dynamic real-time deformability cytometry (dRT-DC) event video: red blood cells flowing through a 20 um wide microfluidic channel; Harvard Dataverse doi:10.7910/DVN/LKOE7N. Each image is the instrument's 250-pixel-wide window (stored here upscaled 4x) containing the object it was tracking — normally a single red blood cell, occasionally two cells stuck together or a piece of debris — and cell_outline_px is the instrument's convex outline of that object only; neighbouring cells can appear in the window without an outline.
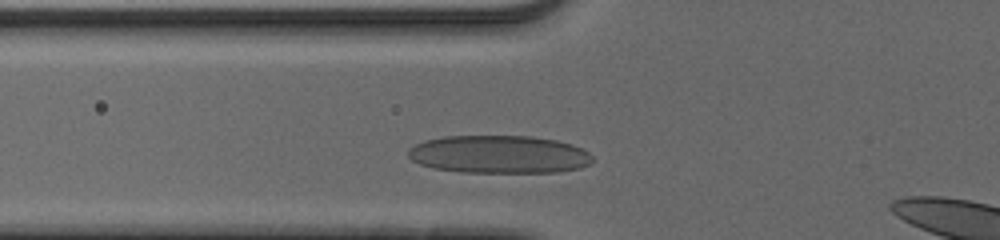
{"species": "human", "species_latin": "Homo sapiens", "temperature_condition": "cold", "stored_images_in_passage": 30, "camera_frame_rate_fps": 3000, "um_per_image_px": 0.085, "donor": {"sex": "male"}, "frame": {"image": 1, "passage_image": 5, "time_ms": 1.333, "image_size_px": [1000, 240], "cell_outline_px": [[592, 160], [588, 164], [580, 168], [560, 172], [460, 172], [432, 168], [420, 164], [412, 160], [408, 156], [408, 152], [416, 144], [424, 140], [444, 136], [532, 136], [556, 140], [572, 144], [588, 152], [592, 156]], "centroid_in_image_um": [42.42, 13.12], "position_along_channel_um": 83.4, "area_um2": 40.75}}
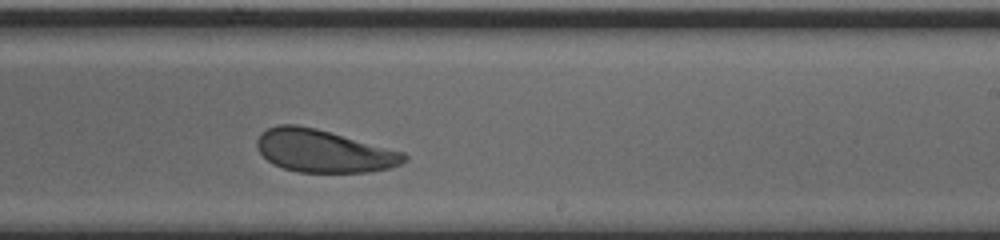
{"frame": {"image": 2, "passage_image": 19, "time_ms": 6.0, "image_size_px": [1000, 240], "cell_outline_px": [[408, 156], [400, 164], [392, 168], [368, 172], [300, 172], [284, 168], [272, 164], [256, 148], [256, 140], [268, 128], [276, 124], [296, 124], [316, 128], [404, 152]], "centroid_in_image_um": [27.5, 12.83], "position_along_channel_um": 261.5, "area_um2": 36.41}}
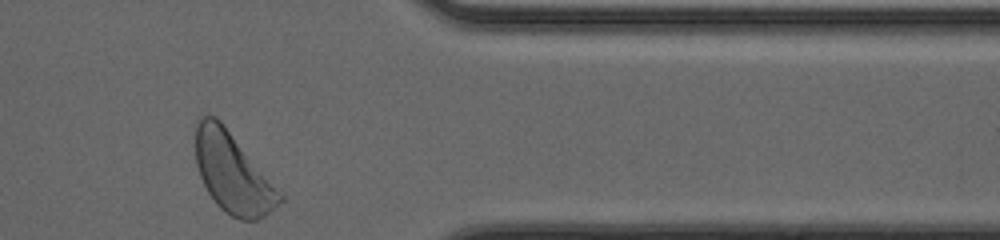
{"frame": {"image": 3, "passage_image": 30, "time_ms": 9.667, "image_size_px": [1000, 240], "cell_outline_px": [[284, 200], [264, 216], [256, 220], [240, 220], [232, 216], [220, 208], [216, 204], [208, 192], [200, 176], [196, 164], [196, 124], [200, 116], [216, 116], [220, 120], [284, 196]], "centroid_in_image_um": [19.77, 14.71], "position_along_channel_um": 391.6, "area_um2": 38.67}, "authors_computed_cell_mechanics": {"area_um2": 37.5989, "velocity_mm_per_s": 3.8172, "shape_relaxation_time_tau1_ms": 2.8642, "shape_relaxation_time_tau2_ms": 2.2195, "deformation_change_tau1": 0.1087, "deformation_change_tau2": 0.0912}}